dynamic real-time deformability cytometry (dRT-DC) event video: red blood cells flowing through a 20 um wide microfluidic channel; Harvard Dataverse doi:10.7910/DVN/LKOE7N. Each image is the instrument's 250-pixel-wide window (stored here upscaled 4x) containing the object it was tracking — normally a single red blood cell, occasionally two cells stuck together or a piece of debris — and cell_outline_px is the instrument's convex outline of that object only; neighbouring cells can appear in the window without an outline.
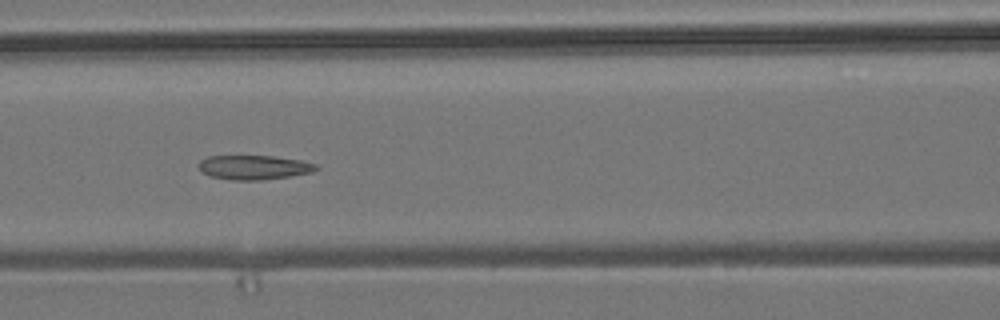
{"species": "common noctule bat (a hibernating species)", "species_latin": "Nyctalus noctula", "temperature_condition": "room temperature", "stored_images_in_passage": 6, "camera_frame_rate_fps": 3000, "um_per_image_px": 0.085, "animal": {"sex": "male", "body_mass_g": 19.2, "forearm_length_mm": 51.8}, "frame": {"image": 1, "passage_image": 6, "time_ms": 1.667, "image_size_px": [1000, 320], "cell_outline_px": [[320, 168], [312, 172], [288, 176], [260, 180], [232, 180], [212, 176], [204, 172], [200, 168], [200, 160], [208, 156], [272, 156], [300, 160], [316, 164]], "centroid_in_image_um": [21.62, 14.22], "position_along_channel_um": 145.0, "area_um2": 16.36}}